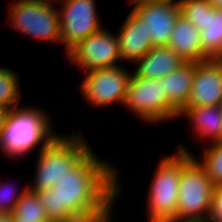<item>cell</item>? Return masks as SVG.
I'll use <instances>...</instances> for the list:
<instances>
[{
  "mask_svg": "<svg viewBox=\"0 0 222 222\" xmlns=\"http://www.w3.org/2000/svg\"><path fill=\"white\" fill-rule=\"evenodd\" d=\"M109 163L91 149L53 188L38 192L48 220L75 222L108 211L122 189L119 170Z\"/></svg>",
  "mask_w": 222,
  "mask_h": 222,
  "instance_id": "6da1fadb",
  "label": "cell"
},
{
  "mask_svg": "<svg viewBox=\"0 0 222 222\" xmlns=\"http://www.w3.org/2000/svg\"><path fill=\"white\" fill-rule=\"evenodd\" d=\"M50 122V117L37 106L10 109L0 135L1 152L9 158L19 159L37 150L39 145V151L47 147L59 136Z\"/></svg>",
  "mask_w": 222,
  "mask_h": 222,
  "instance_id": "7a4b0ae2",
  "label": "cell"
},
{
  "mask_svg": "<svg viewBox=\"0 0 222 222\" xmlns=\"http://www.w3.org/2000/svg\"><path fill=\"white\" fill-rule=\"evenodd\" d=\"M181 172L177 215L172 222H208L214 185L195 155L181 144Z\"/></svg>",
  "mask_w": 222,
  "mask_h": 222,
  "instance_id": "3957f363",
  "label": "cell"
},
{
  "mask_svg": "<svg viewBox=\"0 0 222 222\" xmlns=\"http://www.w3.org/2000/svg\"><path fill=\"white\" fill-rule=\"evenodd\" d=\"M75 133L60 135L39 151L34 182L28 185L29 190L38 193L53 188L91 150L82 131Z\"/></svg>",
  "mask_w": 222,
  "mask_h": 222,
  "instance_id": "277c9868",
  "label": "cell"
},
{
  "mask_svg": "<svg viewBox=\"0 0 222 222\" xmlns=\"http://www.w3.org/2000/svg\"><path fill=\"white\" fill-rule=\"evenodd\" d=\"M149 185L148 222H172L177 215L181 150L158 163Z\"/></svg>",
  "mask_w": 222,
  "mask_h": 222,
  "instance_id": "5b68a950",
  "label": "cell"
},
{
  "mask_svg": "<svg viewBox=\"0 0 222 222\" xmlns=\"http://www.w3.org/2000/svg\"><path fill=\"white\" fill-rule=\"evenodd\" d=\"M54 5L39 0H14L8 5V24L24 36L61 44L59 10Z\"/></svg>",
  "mask_w": 222,
  "mask_h": 222,
  "instance_id": "8992f818",
  "label": "cell"
},
{
  "mask_svg": "<svg viewBox=\"0 0 222 222\" xmlns=\"http://www.w3.org/2000/svg\"><path fill=\"white\" fill-rule=\"evenodd\" d=\"M142 122L160 123L179 118V113L169 104L160 79L129 77L127 95L123 107Z\"/></svg>",
  "mask_w": 222,
  "mask_h": 222,
  "instance_id": "52a82bcc",
  "label": "cell"
},
{
  "mask_svg": "<svg viewBox=\"0 0 222 222\" xmlns=\"http://www.w3.org/2000/svg\"><path fill=\"white\" fill-rule=\"evenodd\" d=\"M86 77L81 83V93L93 107H105L110 104L124 105L127 85L131 73L127 68L115 66L98 68L84 72Z\"/></svg>",
  "mask_w": 222,
  "mask_h": 222,
  "instance_id": "ba28073f",
  "label": "cell"
},
{
  "mask_svg": "<svg viewBox=\"0 0 222 222\" xmlns=\"http://www.w3.org/2000/svg\"><path fill=\"white\" fill-rule=\"evenodd\" d=\"M58 3L62 4L61 9H57L60 10L61 44L66 53L77 43L103 29L95 0H60Z\"/></svg>",
  "mask_w": 222,
  "mask_h": 222,
  "instance_id": "9c48e42d",
  "label": "cell"
},
{
  "mask_svg": "<svg viewBox=\"0 0 222 222\" xmlns=\"http://www.w3.org/2000/svg\"><path fill=\"white\" fill-rule=\"evenodd\" d=\"M108 31L103 28L73 46L65 53L69 62L83 69V72L120 66L117 35Z\"/></svg>",
  "mask_w": 222,
  "mask_h": 222,
  "instance_id": "30bf717a",
  "label": "cell"
},
{
  "mask_svg": "<svg viewBox=\"0 0 222 222\" xmlns=\"http://www.w3.org/2000/svg\"><path fill=\"white\" fill-rule=\"evenodd\" d=\"M132 10L144 21L153 46L168 45L175 22L180 15L178 1L146 3Z\"/></svg>",
  "mask_w": 222,
  "mask_h": 222,
  "instance_id": "8fae6325",
  "label": "cell"
},
{
  "mask_svg": "<svg viewBox=\"0 0 222 222\" xmlns=\"http://www.w3.org/2000/svg\"><path fill=\"white\" fill-rule=\"evenodd\" d=\"M222 103V63L206 59L195 63L187 106H220Z\"/></svg>",
  "mask_w": 222,
  "mask_h": 222,
  "instance_id": "7c38bea8",
  "label": "cell"
},
{
  "mask_svg": "<svg viewBox=\"0 0 222 222\" xmlns=\"http://www.w3.org/2000/svg\"><path fill=\"white\" fill-rule=\"evenodd\" d=\"M122 23L118 34V47L121 60L133 64L143 57L152 47L144 21L131 9Z\"/></svg>",
  "mask_w": 222,
  "mask_h": 222,
  "instance_id": "4fadbf2b",
  "label": "cell"
},
{
  "mask_svg": "<svg viewBox=\"0 0 222 222\" xmlns=\"http://www.w3.org/2000/svg\"><path fill=\"white\" fill-rule=\"evenodd\" d=\"M185 62L167 45L153 46L135 62L137 68L133 73L140 78L157 80L177 70Z\"/></svg>",
  "mask_w": 222,
  "mask_h": 222,
  "instance_id": "5bb4252c",
  "label": "cell"
},
{
  "mask_svg": "<svg viewBox=\"0 0 222 222\" xmlns=\"http://www.w3.org/2000/svg\"><path fill=\"white\" fill-rule=\"evenodd\" d=\"M190 120L197 138L210 143L222 140V114L219 106H186L179 117Z\"/></svg>",
  "mask_w": 222,
  "mask_h": 222,
  "instance_id": "9a60e30c",
  "label": "cell"
},
{
  "mask_svg": "<svg viewBox=\"0 0 222 222\" xmlns=\"http://www.w3.org/2000/svg\"><path fill=\"white\" fill-rule=\"evenodd\" d=\"M186 62L206 60L202 56L201 33L191 22L179 15L167 45Z\"/></svg>",
  "mask_w": 222,
  "mask_h": 222,
  "instance_id": "2e32d148",
  "label": "cell"
},
{
  "mask_svg": "<svg viewBox=\"0 0 222 222\" xmlns=\"http://www.w3.org/2000/svg\"><path fill=\"white\" fill-rule=\"evenodd\" d=\"M195 63L185 62L177 70L160 79L166 99L178 113L187 106L195 73Z\"/></svg>",
  "mask_w": 222,
  "mask_h": 222,
  "instance_id": "e0dca14e",
  "label": "cell"
},
{
  "mask_svg": "<svg viewBox=\"0 0 222 222\" xmlns=\"http://www.w3.org/2000/svg\"><path fill=\"white\" fill-rule=\"evenodd\" d=\"M200 33L202 56L213 59L222 47V9L210 7L206 28Z\"/></svg>",
  "mask_w": 222,
  "mask_h": 222,
  "instance_id": "ac0fdd59",
  "label": "cell"
},
{
  "mask_svg": "<svg viewBox=\"0 0 222 222\" xmlns=\"http://www.w3.org/2000/svg\"><path fill=\"white\" fill-rule=\"evenodd\" d=\"M9 220L50 222L38 193L27 189L10 213Z\"/></svg>",
  "mask_w": 222,
  "mask_h": 222,
  "instance_id": "d6986e66",
  "label": "cell"
},
{
  "mask_svg": "<svg viewBox=\"0 0 222 222\" xmlns=\"http://www.w3.org/2000/svg\"><path fill=\"white\" fill-rule=\"evenodd\" d=\"M19 81L16 72L9 67H0V107L12 109L19 106L22 92Z\"/></svg>",
  "mask_w": 222,
  "mask_h": 222,
  "instance_id": "ffe728a7",
  "label": "cell"
},
{
  "mask_svg": "<svg viewBox=\"0 0 222 222\" xmlns=\"http://www.w3.org/2000/svg\"><path fill=\"white\" fill-rule=\"evenodd\" d=\"M203 151V158L199 160V164L205 170L206 176L210 179L214 186L222 184V140L213 142Z\"/></svg>",
  "mask_w": 222,
  "mask_h": 222,
  "instance_id": "44dd1931",
  "label": "cell"
},
{
  "mask_svg": "<svg viewBox=\"0 0 222 222\" xmlns=\"http://www.w3.org/2000/svg\"><path fill=\"white\" fill-rule=\"evenodd\" d=\"M180 15L191 22L198 30L206 28L209 9L212 6L209 0H177Z\"/></svg>",
  "mask_w": 222,
  "mask_h": 222,
  "instance_id": "7402d4cb",
  "label": "cell"
},
{
  "mask_svg": "<svg viewBox=\"0 0 222 222\" xmlns=\"http://www.w3.org/2000/svg\"><path fill=\"white\" fill-rule=\"evenodd\" d=\"M3 184L0 185V211L2 213H11L20 200L21 196L25 193V191L28 189V186H25L24 190L22 192L18 191L16 187L13 188V186H10L9 184ZM9 186V187H8ZM17 191V192H16Z\"/></svg>",
  "mask_w": 222,
  "mask_h": 222,
  "instance_id": "603a6c76",
  "label": "cell"
},
{
  "mask_svg": "<svg viewBox=\"0 0 222 222\" xmlns=\"http://www.w3.org/2000/svg\"><path fill=\"white\" fill-rule=\"evenodd\" d=\"M208 222H222V184L214 186L212 210Z\"/></svg>",
  "mask_w": 222,
  "mask_h": 222,
  "instance_id": "cb8c5ba5",
  "label": "cell"
},
{
  "mask_svg": "<svg viewBox=\"0 0 222 222\" xmlns=\"http://www.w3.org/2000/svg\"><path fill=\"white\" fill-rule=\"evenodd\" d=\"M113 207L114 206H112L108 211H106L102 215L92 217V218H89V219H85V220L75 221V222H111L113 220V218H111L112 217L111 210H112Z\"/></svg>",
  "mask_w": 222,
  "mask_h": 222,
  "instance_id": "d4e9b609",
  "label": "cell"
},
{
  "mask_svg": "<svg viewBox=\"0 0 222 222\" xmlns=\"http://www.w3.org/2000/svg\"><path fill=\"white\" fill-rule=\"evenodd\" d=\"M10 109L0 107V135L5 126V122L8 116Z\"/></svg>",
  "mask_w": 222,
  "mask_h": 222,
  "instance_id": "484cf974",
  "label": "cell"
},
{
  "mask_svg": "<svg viewBox=\"0 0 222 222\" xmlns=\"http://www.w3.org/2000/svg\"><path fill=\"white\" fill-rule=\"evenodd\" d=\"M162 1H166V0H129L128 4H133V8L136 6H139L141 4H146V3H154V2H162Z\"/></svg>",
  "mask_w": 222,
  "mask_h": 222,
  "instance_id": "4316f807",
  "label": "cell"
},
{
  "mask_svg": "<svg viewBox=\"0 0 222 222\" xmlns=\"http://www.w3.org/2000/svg\"><path fill=\"white\" fill-rule=\"evenodd\" d=\"M9 213H0V222H9Z\"/></svg>",
  "mask_w": 222,
  "mask_h": 222,
  "instance_id": "83f0119b",
  "label": "cell"
},
{
  "mask_svg": "<svg viewBox=\"0 0 222 222\" xmlns=\"http://www.w3.org/2000/svg\"><path fill=\"white\" fill-rule=\"evenodd\" d=\"M212 6L222 9V0H209Z\"/></svg>",
  "mask_w": 222,
  "mask_h": 222,
  "instance_id": "f1b7e54d",
  "label": "cell"
},
{
  "mask_svg": "<svg viewBox=\"0 0 222 222\" xmlns=\"http://www.w3.org/2000/svg\"><path fill=\"white\" fill-rule=\"evenodd\" d=\"M213 59H215L219 63H222V47H221L219 53Z\"/></svg>",
  "mask_w": 222,
  "mask_h": 222,
  "instance_id": "f546056e",
  "label": "cell"
},
{
  "mask_svg": "<svg viewBox=\"0 0 222 222\" xmlns=\"http://www.w3.org/2000/svg\"><path fill=\"white\" fill-rule=\"evenodd\" d=\"M43 2H49V3H58L60 0H39Z\"/></svg>",
  "mask_w": 222,
  "mask_h": 222,
  "instance_id": "4dcf8cb0",
  "label": "cell"
},
{
  "mask_svg": "<svg viewBox=\"0 0 222 222\" xmlns=\"http://www.w3.org/2000/svg\"><path fill=\"white\" fill-rule=\"evenodd\" d=\"M9 222H32L28 220H9Z\"/></svg>",
  "mask_w": 222,
  "mask_h": 222,
  "instance_id": "1f68e13d",
  "label": "cell"
},
{
  "mask_svg": "<svg viewBox=\"0 0 222 222\" xmlns=\"http://www.w3.org/2000/svg\"><path fill=\"white\" fill-rule=\"evenodd\" d=\"M219 107H220V110H221V114H222V103L220 104V106H219Z\"/></svg>",
  "mask_w": 222,
  "mask_h": 222,
  "instance_id": "d6a6232c",
  "label": "cell"
}]
</instances>
